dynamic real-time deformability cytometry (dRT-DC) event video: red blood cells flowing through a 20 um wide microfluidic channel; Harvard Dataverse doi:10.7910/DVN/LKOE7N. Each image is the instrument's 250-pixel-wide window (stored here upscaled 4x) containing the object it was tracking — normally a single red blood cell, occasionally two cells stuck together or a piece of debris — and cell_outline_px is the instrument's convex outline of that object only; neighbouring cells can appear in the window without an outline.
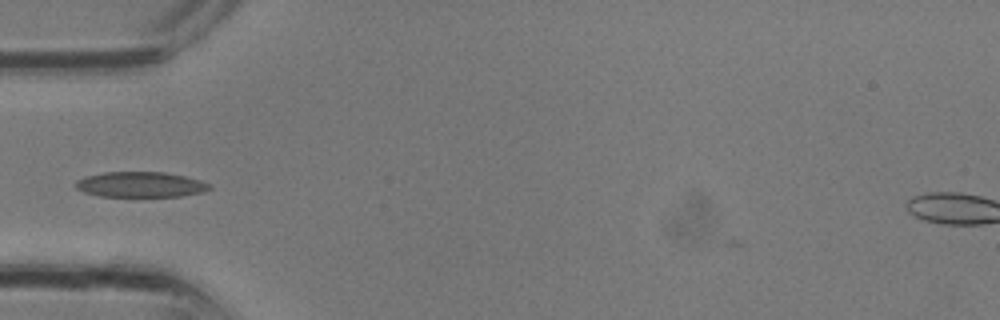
{"species": "common noctule bat (a hibernating species)", "species_latin": "Nyctalus noctula", "temperature_condition": "room temperature", "stored_images_in_passage": 4, "camera_frame_rate_fps": 3000, "um_per_image_px": 0.085, "animal": {"sex": "male", "body_mass_g": 13.3}, "frame": {"image": 1, "passage_image": 1, "time_ms": 0.0, "image_size_px": [1000, 320], "cell_outline_px": [[212, 188], [200, 192], [180, 196], [100, 196], [84, 192], [76, 188], [72, 184], [76, 180], [84, 176], [104, 172], [164, 172], [184, 176], [200, 180], [212, 184]], "centroid_in_image_um": [11.9, 15.68], "position_along_channel_um": 73.1, "area_um2": 19.83}}
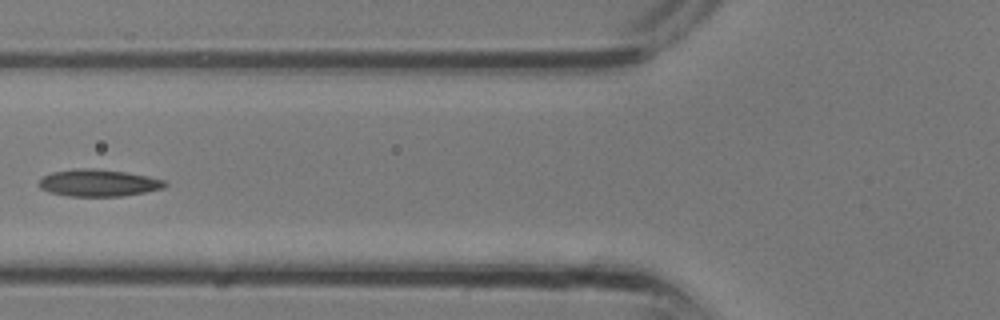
{"frame": {"image": 2, "passage_image": 3, "time_ms": 0.667, "image_size_px": [1000, 320], "cell_outline_px": [[168, 184], [164, 188], [124, 196], [68, 196], [48, 192], [40, 188], [40, 180], [44, 176], [52, 172], [76, 168], [92, 168], [124, 172], [148, 176], [164, 180]], "centroid_in_image_um": [8.37, 15.55], "position_along_channel_um": 117.4, "area_um2": 19.77}}